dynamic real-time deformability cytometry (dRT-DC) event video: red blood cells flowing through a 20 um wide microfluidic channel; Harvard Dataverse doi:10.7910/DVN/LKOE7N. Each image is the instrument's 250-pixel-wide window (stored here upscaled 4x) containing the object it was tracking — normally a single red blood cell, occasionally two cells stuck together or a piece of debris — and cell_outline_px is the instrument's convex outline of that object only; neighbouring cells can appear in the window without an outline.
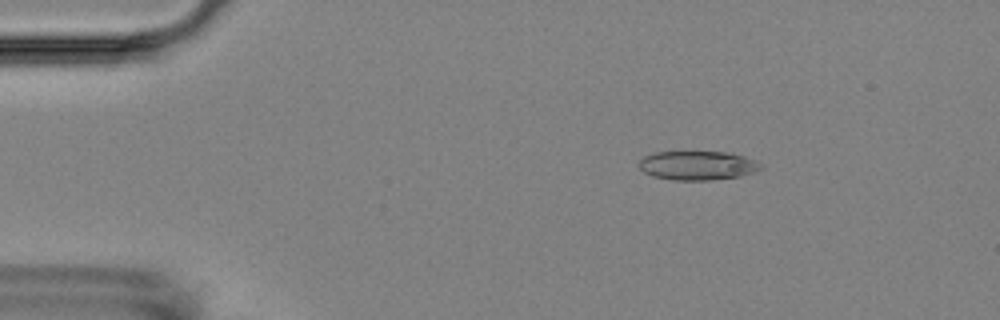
{"species": "Egyptian fruit bat (a non-hibernating species)", "species_latin": "Rousettus aegyptiacus", "temperature_condition": "room temperature", "stored_images_in_passage": 3, "camera_frame_rate_fps": 3000, "um_per_image_px": 0.085, "animal": {"sex": "female"}, "frame": {"image": 1, "passage_image": 1, "time_ms": 0.0, "image_size_px": [1000, 320], "cell_outline_px": [[760, 168], [752, 172], [740, 176], [712, 180], [672, 180], [652, 176], [644, 172], [640, 168], [640, 160], [644, 156], [656, 152], [724, 152], [744, 156], [756, 160]], "centroid_in_image_um": [59.25, 14.07], "position_along_channel_um": 25.8, "area_um2": 20.35}}